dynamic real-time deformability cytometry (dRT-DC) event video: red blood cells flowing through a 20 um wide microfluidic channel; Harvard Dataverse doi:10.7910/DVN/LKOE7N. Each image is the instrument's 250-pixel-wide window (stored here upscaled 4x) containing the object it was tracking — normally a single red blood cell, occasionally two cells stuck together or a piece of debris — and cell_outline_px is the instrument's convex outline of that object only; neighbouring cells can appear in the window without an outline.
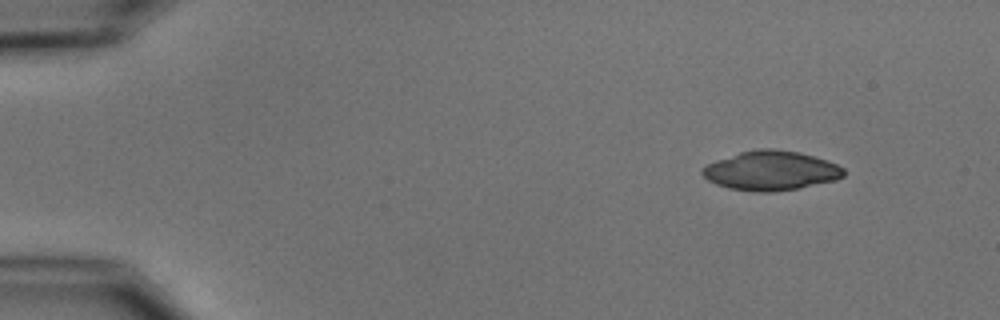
{"species": "common noctule bat (a hibernating species)", "species_latin": "Nyctalus noctula", "temperature_condition": "cold", "stored_images_in_passage": 4, "camera_frame_rate_fps": 3000, "um_per_image_px": 0.085, "animal": {"sex": "male", "body_mass_g": 15.6}, "frame": {"image": 1, "passage_image": 1, "time_ms": 0.0, "image_size_px": [1000, 320], "cell_outline_px": [[844, 176], [836, 180], [800, 188], [772, 192], [756, 192], [728, 188], [716, 184], [708, 180], [700, 172], [700, 168], [716, 160], [740, 152], [756, 148], [772, 148], [800, 152], [828, 160], [844, 168]], "centroid_in_image_um": [65.53, 14.5], "position_along_channel_um": 19.5, "area_um2": 32.71}}